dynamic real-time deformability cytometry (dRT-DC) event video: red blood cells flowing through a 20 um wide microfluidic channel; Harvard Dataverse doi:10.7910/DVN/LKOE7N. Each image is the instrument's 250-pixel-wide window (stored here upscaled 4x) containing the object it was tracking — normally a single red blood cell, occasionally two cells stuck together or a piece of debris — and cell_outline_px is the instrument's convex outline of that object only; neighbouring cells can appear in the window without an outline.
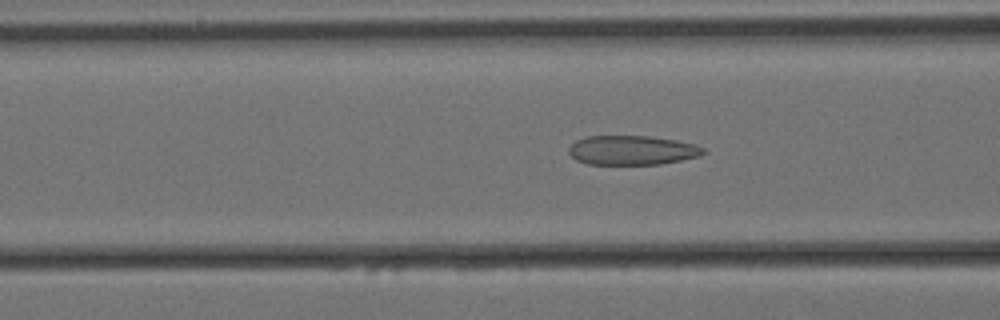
{"species": "Egyptian fruit bat (a non-hibernating species)", "species_latin": "Rousettus aegyptiacus", "temperature_condition": "cold", "stored_images_in_passage": 59, "camera_frame_rate_fps": 3000, "um_per_image_px": 0.085, "animal": {"sex": "female"}, "frame": {"image": 1, "passage_image": 21, "time_ms": 6.667, "image_size_px": [1000, 320], "cell_outline_px": [[708, 152], [700, 156], [660, 164], [588, 164], [576, 160], [568, 152], [568, 148], [576, 140], [584, 136], [648, 136], [676, 140], [696, 144], [704, 148]], "centroid_in_image_um": [53.74, 12.76], "position_along_channel_um": 112.9, "area_um2": 23.12}}
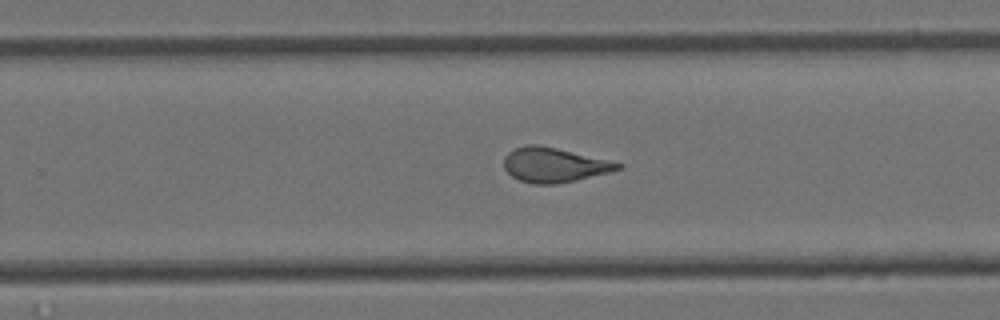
{"frame": {"image": 2, "passage_image": 36, "time_ms": 11.667, "image_size_px": [1000, 320], "cell_outline_px": [[624, 164], [620, 168], [608, 172], [576, 180], [556, 184], [532, 184], [520, 180], [512, 176], [504, 168], [504, 156], [512, 148], [524, 144], [536, 144], [556, 148], [608, 160]], "centroid_in_image_um": [47.03, 14.01], "position_along_channel_um": 282.8, "area_um2": 22.83}}
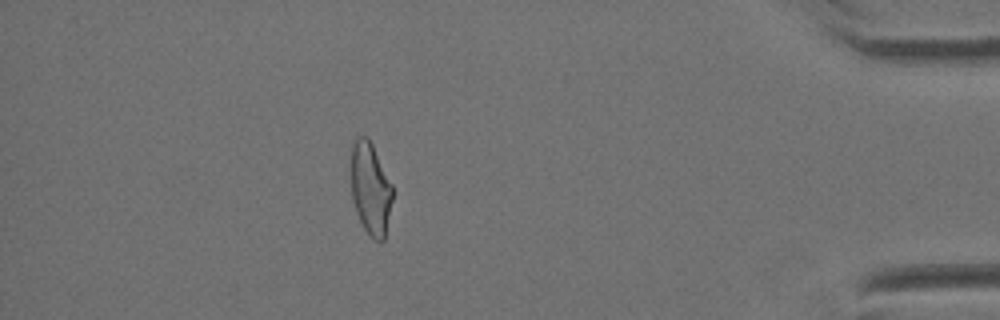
{"frame": {"image": 3, "passage_image": 51, "time_ms": 16.667, "image_size_px": [1000, 320], "cell_outline_px": [[392, 200], [384, 240], [380, 244], [364, 228], [356, 212], [352, 200], [352, 144], [356, 136], [368, 136], [392, 184]], "centroid_in_image_um": [31.49, 16.02], "position_along_channel_um": 403.7, "area_um2": 22.08}, "authors_computed_cell_mechanics": {"area_um2": 23.8136, "velocity_mm_per_s": 3.4029, "shape_relaxation_time_tau1_ms": null, "shape_relaxation_time_tau2_ms": 1.5619, "deformation_change_tau1": null, "deformation_change_tau2": 0.0845}}